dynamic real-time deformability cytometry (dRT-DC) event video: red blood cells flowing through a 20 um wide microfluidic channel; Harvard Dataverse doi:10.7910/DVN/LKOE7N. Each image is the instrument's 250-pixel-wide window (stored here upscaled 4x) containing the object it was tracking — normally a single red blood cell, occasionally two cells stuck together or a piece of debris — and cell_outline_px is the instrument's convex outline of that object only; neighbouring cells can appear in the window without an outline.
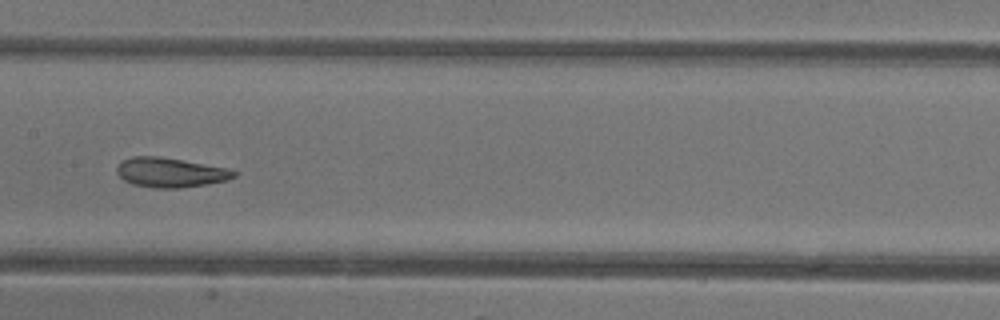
{"species": "common noctule bat (a hibernating species)", "species_latin": "Nyctalus noctula", "temperature_condition": "warm", "stored_images_in_passage": 35, "camera_frame_rate_fps": 3000, "um_per_image_px": 0.085, "animal": {"sex": "female"}, "frame": {"image": 1, "passage_image": 11, "time_ms": 3.333, "image_size_px": [1000, 320], "cell_outline_px": [[240, 172], [236, 176], [228, 180], [180, 188], [152, 188], [132, 184], [124, 180], [116, 172], [116, 168], [120, 160], [132, 156], [160, 156], [228, 168]], "centroid_in_image_um": [14.47, 14.65], "position_along_channel_um": 192.9, "area_um2": 20.4}}
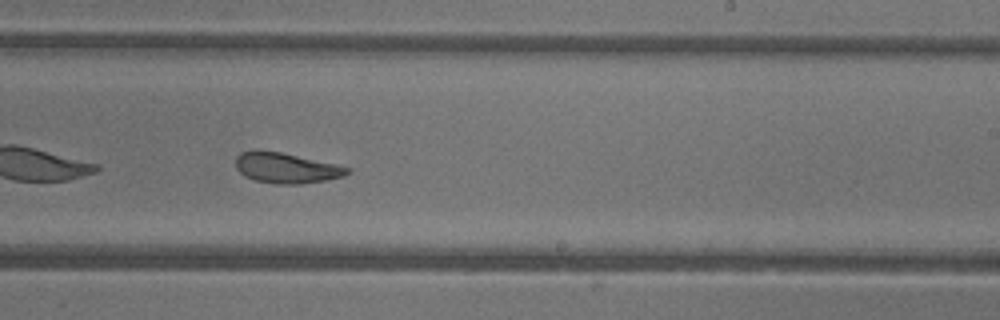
{"frame": {"image": 2, "passage_image": 16, "time_ms": 5.0, "image_size_px": [1000, 320], "cell_outline_px": [[352, 172], [344, 176], [324, 180], [300, 184], [272, 184], [256, 180], [244, 176], [236, 168], [236, 156], [240, 152], [280, 152], [352, 168]], "centroid_in_image_um": [24.36, 14.31], "position_along_channel_um": 264.6, "area_um2": 19.36}}